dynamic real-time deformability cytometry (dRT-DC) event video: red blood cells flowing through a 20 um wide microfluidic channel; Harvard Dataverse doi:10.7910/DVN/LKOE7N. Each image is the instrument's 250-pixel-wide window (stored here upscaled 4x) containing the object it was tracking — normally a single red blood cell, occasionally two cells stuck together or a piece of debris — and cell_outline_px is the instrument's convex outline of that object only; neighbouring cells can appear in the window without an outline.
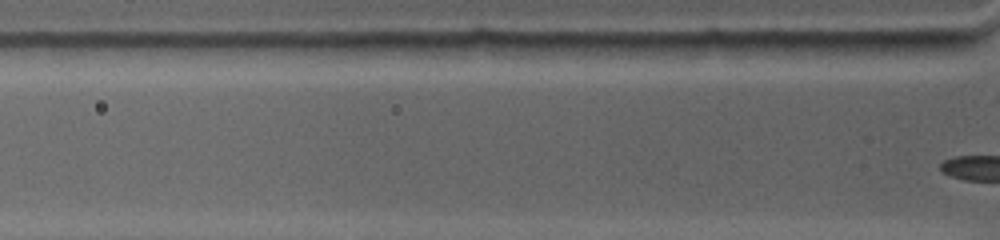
{"species": "common noctule bat (a hibernating species)", "species_latin": "Nyctalus noctula", "temperature_condition": "warm", "stored_images_in_passage": 8, "segment_of_instrument_passage": [2, 2], "camera_frame_rate_fps": 4500, "um_per_image_px": 0.085, "animal": {"sex": "female", "body_mass_g": 19.0, "forearm_length_mm": 53.3}, "frame": {"image": 1, "passage_image": 8, "time_ms": 1.556, "image_size_px": [1000, 240], "cell_outline_px": [[724, 40], [712, 56], [700, 60], [616, 60], [604, 44], [708, 40]], "centroid_in_image_um": [56.51, 4.28], "position_along_channel_um": 69.3, "area_um2": 13.93}}